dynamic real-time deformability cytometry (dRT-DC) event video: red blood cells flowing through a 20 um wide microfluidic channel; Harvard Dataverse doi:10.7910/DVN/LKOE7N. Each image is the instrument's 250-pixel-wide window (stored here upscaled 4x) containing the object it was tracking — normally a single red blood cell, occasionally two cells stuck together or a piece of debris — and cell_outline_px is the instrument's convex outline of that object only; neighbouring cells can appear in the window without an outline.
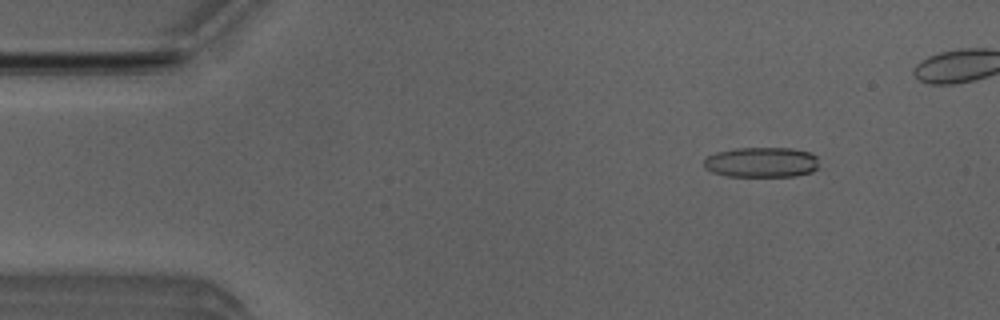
{"species": "Egyptian fruit bat (a non-hibernating species)", "species_latin": "Rousettus aegyptiacus", "temperature_condition": "room temperature", "stored_images_in_passage": 45, "camera_frame_rate_fps": 3000, "um_per_image_px": 0.085, "animal": {"sex": "male"}, "frame": {"image": 1, "passage_image": 6, "time_ms": 1.667, "image_size_px": [1000, 320], "cell_outline_px": [[820, 168], [812, 172], [796, 176], [724, 176], [712, 172], [704, 168], [704, 160], [708, 156], [716, 152], [736, 148], [792, 148], [808, 152], [816, 156]], "centroid_in_image_um": [64.74, 13.8], "position_along_channel_um": 20.3, "area_um2": 20.46}}
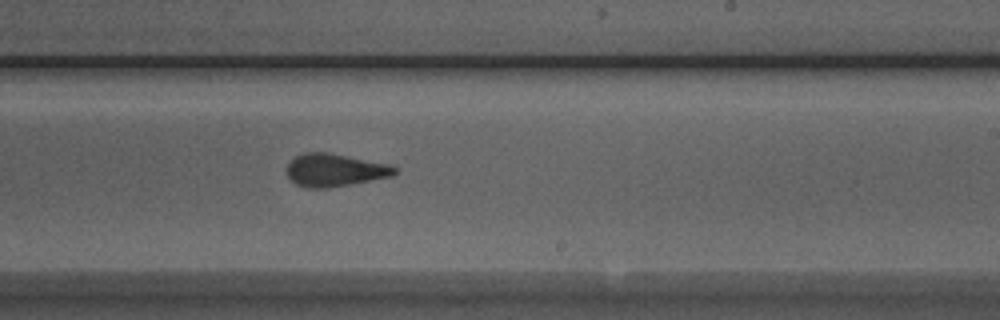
{"frame": {"image": 2, "passage_image": 30, "time_ms": 9.667, "image_size_px": [1000, 320], "cell_outline_px": [[396, 172], [392, 176], [352, 184], [328, 188], [308, 188], [296, 184], [284, 172], [288, 164], [296, 156], [304, 152], [328, 152], [392, 164], [396, 168]], "centroid_in_image_um": [28.46, 14.45], "position_along_channel_um": 260.5, "area_um2": 20.81}}
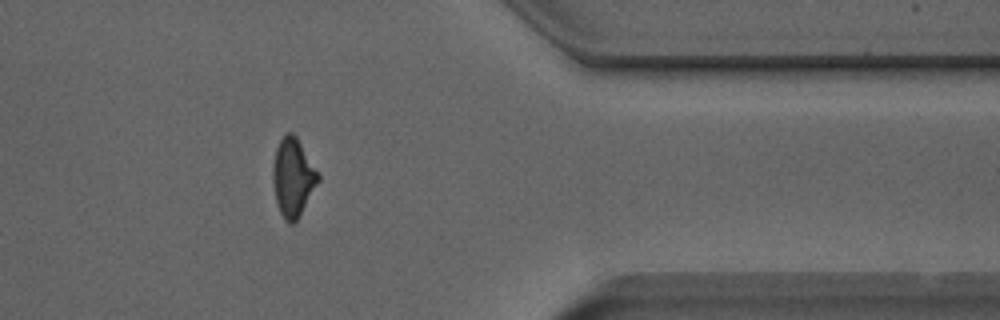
{"frame": {"image": 3, "passage_image": 41, "time_ms": 13.333, "image_size_px": [1000, 320], "cell_outline_px": [[320, 180], [296, 220], [292, 224], [288, 224], [284, 220], [276, 204], [272, 180], [272, 168], [276, 148], [280, 140], [288, 132], [292, 132], [296, 136], [320, 176]], "centroid_in_image_um": [24.88, 15.09], "position_along_channel_um": 386.5, "area_um2": 20.46}}